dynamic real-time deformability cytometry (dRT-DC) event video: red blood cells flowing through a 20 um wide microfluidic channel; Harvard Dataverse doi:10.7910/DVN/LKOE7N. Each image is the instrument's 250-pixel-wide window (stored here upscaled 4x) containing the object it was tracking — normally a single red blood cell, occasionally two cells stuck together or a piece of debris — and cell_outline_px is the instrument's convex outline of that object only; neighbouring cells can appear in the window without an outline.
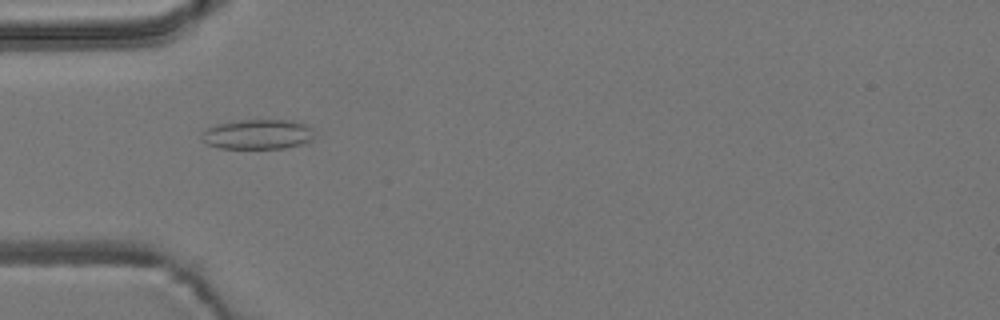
{"species": "common noctule bat (a hibernating species)", "species_latin": "Nyctalus noctula", "temperature_condition": "room temperature", "stored_images_in_passage": 43, "camera_frame_rate_fps": 3000, "um_per_image_px": 0.085, "animal": {"sex": "male", "body_mass_g": 19.2, "forearm_length_mm": 51.8}, "frame": {"image": 1, "passage_image": 5, "time_ms": 1.333, "image_size_px": [1000, 320], "cell_outline_px": [[312, 140], [300, 144], [284, 148], [220, 148], [208, 144], [200, 136], [208, 128], [216, 124], [232, 120], [292, 120], [304, 124], [308, 128], [312, 136]], "centroid_in_image_um": [21.85, 11.41], "position_along_channel_um": 63.1, "area_um2": 19.31}}
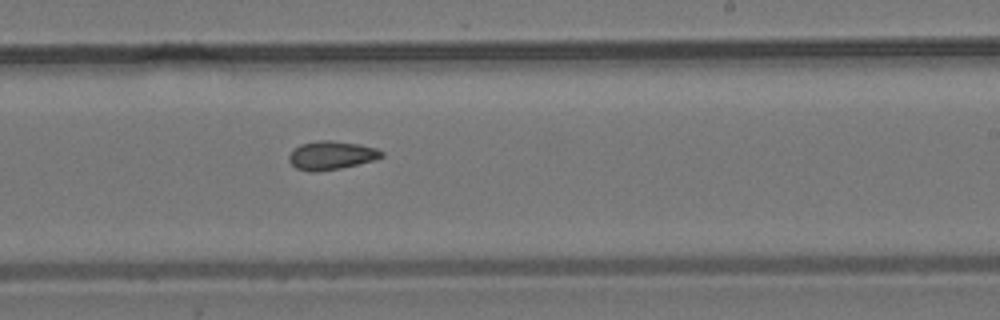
{"frame": {"image": 2, "passage_image": 21, "time_ms": 6.667, "image_size_px": [1000, 320], "cell_outline_px": [[384, 156], [376, 160], [340, 168], [316, 172], [308, 172], [296, 168], [288, 160], [288, 156], [292, 148], [300, 144], [316, 140], [332, 140], [360, 144], [376, 148], [384, 152]], "centroid_in_image_um": [28.15, 13.19], "position_along_channel_um": 260.9, "area_um2": 15.72}}
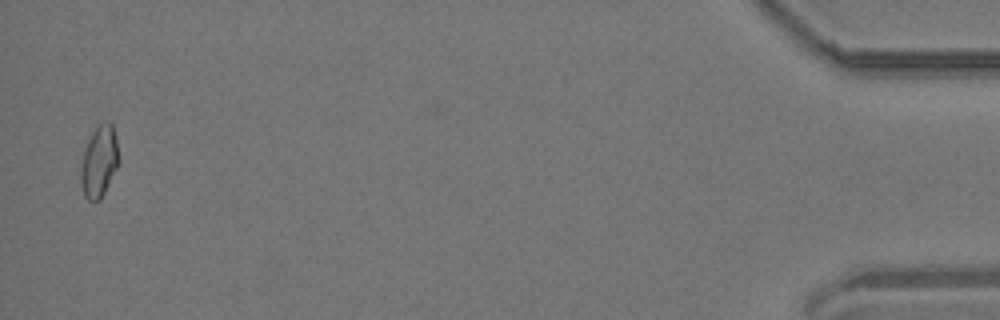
{"frame": {"image": 3, "passage_image": 42, "time_ms": 13.667, "image_size_px": [1000, 320], "cell_outline_px": [[120, 160], [100, 200], [88, 200], [84, 196], [80, 180], [80, 164], [84, 148], [96, 124], [104, 120], [108, 120], [112, 124], [116, 136]], "centroid_in_image_um": [8.42, 13.66], "position_along_channel_um": 426.8, "area_um2": 16.13}, "authors_computed_cell_mechanics": {"area_um2": 15.2014, "velocity_mm_per_s": 3.7252, "shape_relaxation_time_tau1_ms": null, "shape_relaxation_time_tau2_ms": 9.7143, "deformation_change_tau1": null, "deformation_change_tau2": 0.1663}}